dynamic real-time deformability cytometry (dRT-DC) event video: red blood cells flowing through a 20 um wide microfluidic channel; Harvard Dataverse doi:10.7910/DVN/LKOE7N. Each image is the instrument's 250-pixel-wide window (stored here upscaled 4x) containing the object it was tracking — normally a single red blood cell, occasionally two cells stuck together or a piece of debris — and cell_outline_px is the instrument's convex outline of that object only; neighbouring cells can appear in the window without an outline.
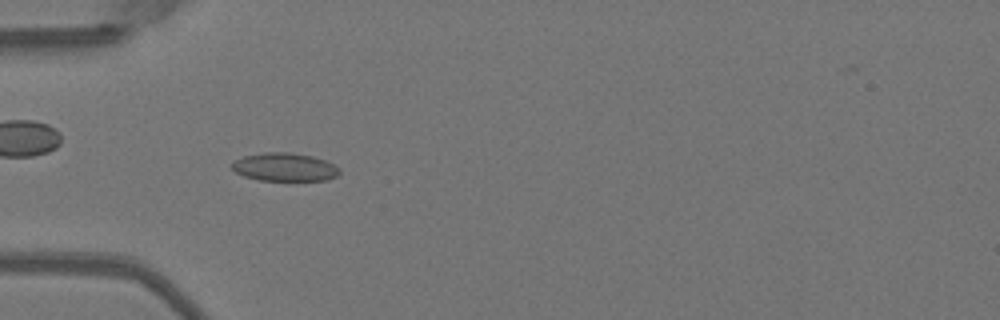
{"species": "Egyptian fruit bat (a non-hibernating species)", "species_latin": "Rousettus aegyptiacus", "temperature_condition": "warm", "stored_images_in_passage": 50, "camera_frame_rate_fps": 3000, "um_per_image_px": 0.085, "animal": {"sex": "female"}, "frame": {"image": 1, "passage_image": 16, "time_ms": 5.0, "image_size_px": [1000, 320], "cell_outline_px": [[340, 172], [336, 176], [328, 180], [260, 180], [244, 176], [236, 172], [232, 168], [232, 160], [244, 156], [264, 152], [288, 152], [312, 156], [324, 160], [340, 168]], "centroid_in_image_um": [24.18, 14.19], "position_along_channel_um": 60.8, "area_um2": 17.63}}
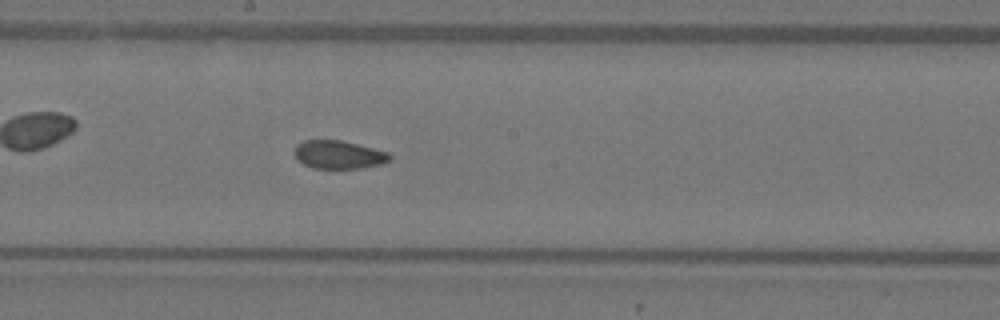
{"frame": {"image": 2, "passage_image": 28, "time_ms": 9.0, "image_size_px": [1000, 320], "cell_outline_px": [[392, 160], [384, 164], [360, 168], [312, 168], [296, 160], [292, 152], [296, 144], [304, 140], [340, 140], [388, 152], [392, 156]], "centroid_in_image_um": [28.76, 13.15], "position_along_channel_um": 219.4, "area_um2": 15.9}}
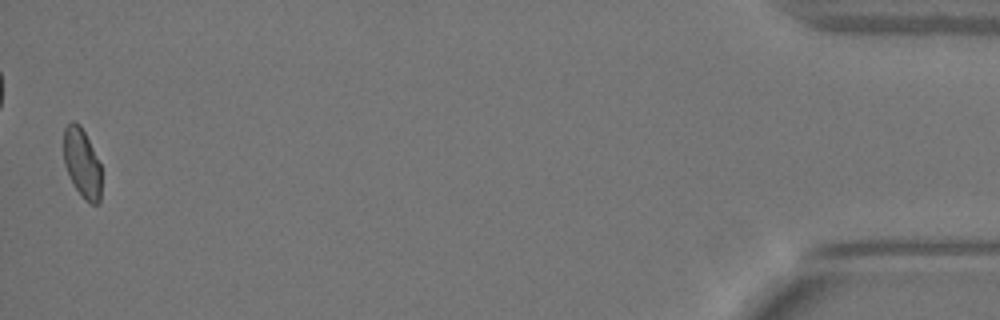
{"frame": {"image": 3, "passage_image": 50, "time_ms": 16.333, "image_size_px": [1000, 320], "cell_outline_px": [[100, 200], [96, 204], [92, 204], [84, 200], [80, 196], [72, 184], [64, 164], [64, 128], [72, 120], [76, 120], [80, 124], [100, 164]], "centroid_in_image_um": [6.94, 13.87], "position_along_channel_um": 428.3, "area_um2": 15.2}, "authors_computed_cell_mechanics": {"area_um2": 16.8487, "velocity_mm_per_s": 4.0449, "shape_relaxation_time_tau1_ms": null, "shape_relaxation_time_tau2_ms": 1.4643, "deformation_change_tau1": null, "deformation_change_tau2": 0.0556}}